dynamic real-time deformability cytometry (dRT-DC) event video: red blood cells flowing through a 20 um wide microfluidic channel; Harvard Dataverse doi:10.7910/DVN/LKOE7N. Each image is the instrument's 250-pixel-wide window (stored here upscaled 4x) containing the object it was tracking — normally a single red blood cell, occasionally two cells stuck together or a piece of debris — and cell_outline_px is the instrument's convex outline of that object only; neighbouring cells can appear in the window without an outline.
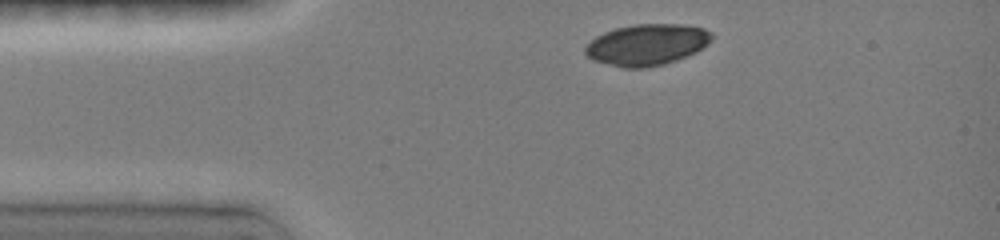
{"species": "common noctule bat (a hibernating species)", "species_latin": "Nyctalus noctula", "temperature_condition": "room temperature", "stored_images_in_passage": 12, "camera_frame_rate_fps": 3000, "um_per_image_px": 0.085, "animal": {"sex": "female", "body_mass_g": 19.0, "forearm_length_mm": 51.5}, "frame": {"image": 1, "passage_image": 1, "time_ms": 0.0, "image_size_px": [1000, 240], "cell_outline_px": [[712, 36], [696, 52], [676, 60], [664, 64], [644, 68], [624, 68], [596, 60], [588, 56], [584, 52], [584, 48], [596, 36], [604, 32], [616, 28], [636, 24], [680, 24], [704, 28], [712, 32]], "centroid_in_image_um": [54.97, 3.79], "position_along_channel_um": 30.0, "area_um2": 29.94}}